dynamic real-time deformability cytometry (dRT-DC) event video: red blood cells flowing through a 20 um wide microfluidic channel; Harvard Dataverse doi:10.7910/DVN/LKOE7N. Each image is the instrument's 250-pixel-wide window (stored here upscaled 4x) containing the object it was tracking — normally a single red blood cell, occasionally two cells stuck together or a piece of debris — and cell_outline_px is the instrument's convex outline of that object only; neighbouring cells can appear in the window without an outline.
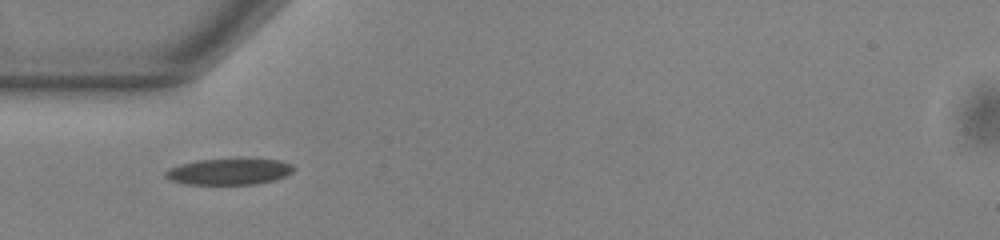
{"species": "common noctule bat (a hibernating species)", "species_latin": "Nyctalus noctula", "temperature_condition": "warm", "stored_images_in_passage": 33, "camera_frame_rate_fps": 3000, "um_per_image_px": 0.085, "animal": {"sex": "male", "body_mass_g": 13.0, "forearm_length_mm": 53.1}, "frame": {"image": 1, "passage_image": 1, "time_ms": 0.0, "image_size_px": [1000, 240], "cell_outline_px": [[296, 168], [292, 172], [276, 180], [256, 184], [184, 184], [172, 180], [164, 176], [164, 172], [168, 168], [180, 164], [196, 160], [236, 156], [252, 156], [280, 160], [292, 164]], "centroid_in_image_um": [19.53, 14.52], "position_along_channel_um": 65.5, "area_um2": 20.81}}
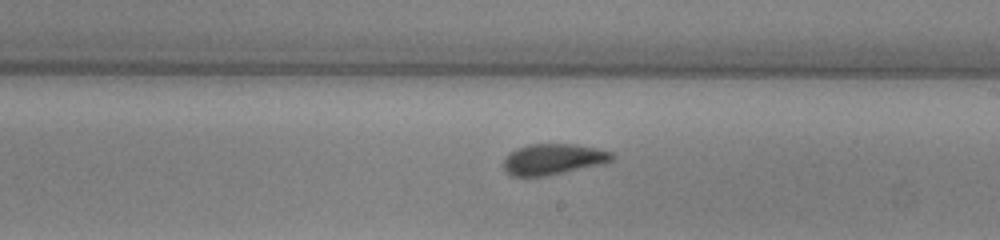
{"frame": {"image": 2, "passage_image": 15, "time_ms": 4.667, "image_size_px": [1000, 240], "cell_outline_px": [[612, 160], [604, 164], [548, 176], [512, 176], [504, 172], [504, 160], [516, 148], [528, 144], [576, 144], [596, 148], [612, 152]], "centroid_in_image_um": [47.02, 13.54], "position_along_channel_um": 242.0, "area_um2": 19.59}}
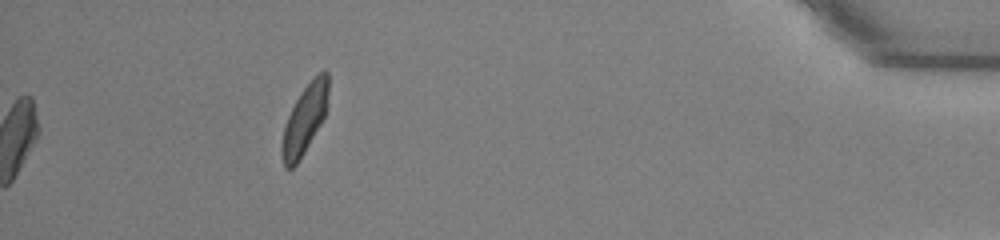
{"frame": {"image": 3, "passage_image": 33, "time_ms": 10.667, "image_size_px": [1000, 240], "cell_outline_px": [[328, 92], [324, 116], [320, 124], [304, 152], [296, 164], [292, 168], [284, 168], [280, 152], [280, 148], [284, 128], [288, 116], [300, 92], [320, 72], [328, 72]], "centroid_in_image_um": [25.86, 10.19], "position_along_channel_um": 409.3, "area_um2": 18.15}, "authors_computed_cell_mechanics": {"area_um2": 19.4786, "velocity_mm_per_s": 3.7978, "shape_relaxation_time_tau1_ms": 4.7136, "shape_relaxation_time_tau2_ms": 1.4321, "deformation_change_tau1": 0.1248, "deformation_change_tau2": 0.0801}}